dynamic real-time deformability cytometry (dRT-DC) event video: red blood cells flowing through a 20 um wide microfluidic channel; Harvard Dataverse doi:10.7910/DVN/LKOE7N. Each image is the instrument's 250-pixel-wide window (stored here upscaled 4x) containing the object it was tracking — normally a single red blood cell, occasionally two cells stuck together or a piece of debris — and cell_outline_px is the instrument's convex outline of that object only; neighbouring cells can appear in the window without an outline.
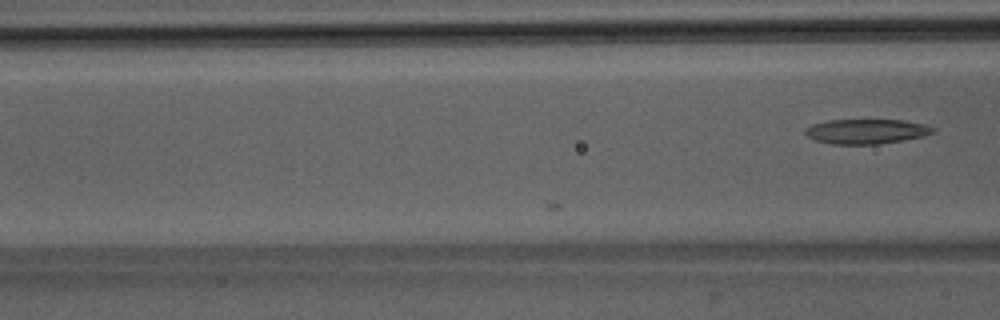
{"species": "Egyptian fruit bat (a non-hibernating species)", "species_latin": "Rousettus aegyptiacus", "temperature_condition": "room temperature", "stored_images_in_passage": 4, "camera_frame_rate_fps": 3000, "um_per_image_px": 0.085, "animal": {"sex": "male"}, "frame": {"image": 1, "passage_image": 4, "time_ms": 1.0, "image_size_px": [1000, 320], "cell_outline_px": [[936, 132], [920, 136], [900, 140], [876, 144], [832, 144], [812, 140], [804, 132], [804, 128], [812, 124], [828, 120], [904, 120], [924, 124], [936, 128]], "centroid_in_image_um": [73.59, 11.16], "position_along_channel_um": 93.0, "area_um2": 18.38}}